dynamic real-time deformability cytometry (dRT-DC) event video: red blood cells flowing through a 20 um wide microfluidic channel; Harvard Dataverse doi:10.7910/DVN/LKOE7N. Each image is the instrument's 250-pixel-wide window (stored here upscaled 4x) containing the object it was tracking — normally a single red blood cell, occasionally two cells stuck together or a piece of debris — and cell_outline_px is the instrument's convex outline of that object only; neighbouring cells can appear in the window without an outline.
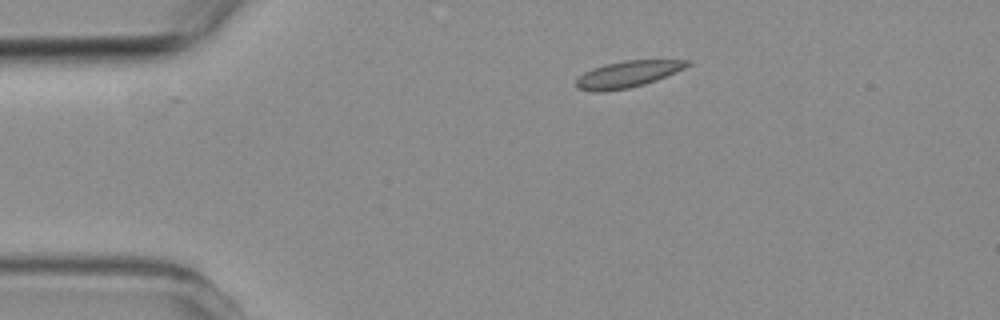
{"species": "common noctule bat (a hibernating species)", "species_latin": "Nyctalus noctula", "temperature_condition": "room temperature", "stored_images_in_passage": 4, "camera_frame_rate_fps": 3000, "um_per_image_px": 0.085, "animal": {"sex": "female", "body_mass_g": 19.3, "forearm_length_mm": 54.1}, "frame": {"image": 1, "passage_image": 1, "time_ms": 0.0, "image_size_px": [1000, 320], "cell_outline_px": [[692, 64], [684, 68], [656, 80], [644, 84], [628, 88], [600, 92], [596, 92], [576, 88], [576, 80], [584, 72], [592, 68], [604, 64], [624, 60], [692, 60]], "centroid_in_image_um": [53.34, 6.3], "position_along_channel_um": 31.7, "area_um2": 17.11}}
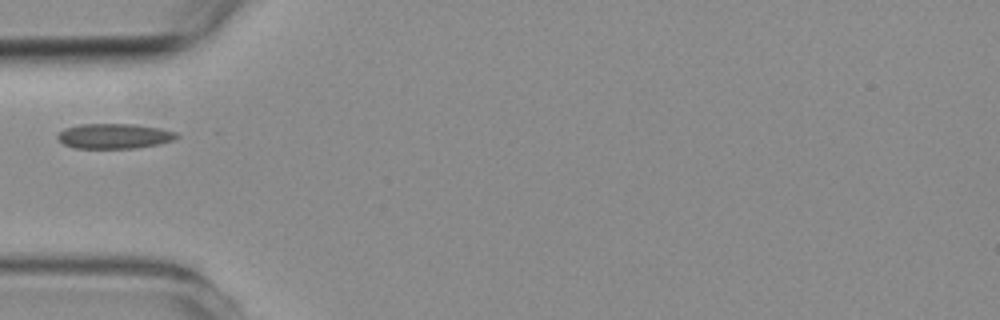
{"frame": {"image": 2, "passage_image": 3, "time_ms": 2.333, "image_size_px": [1000, 320], "cell_outline_px": [[180, 136], [176, 140], [160, 144], [136, 148], [72, 148], [56, 140], [56, 136], [64, 128], [80, 124], [132, 124], [160, 128], [176, 132]], "centroid_in_image_um": [9.71, 11.57], "position_along_channel_um": 75.3, "area_um2": 17.63}}
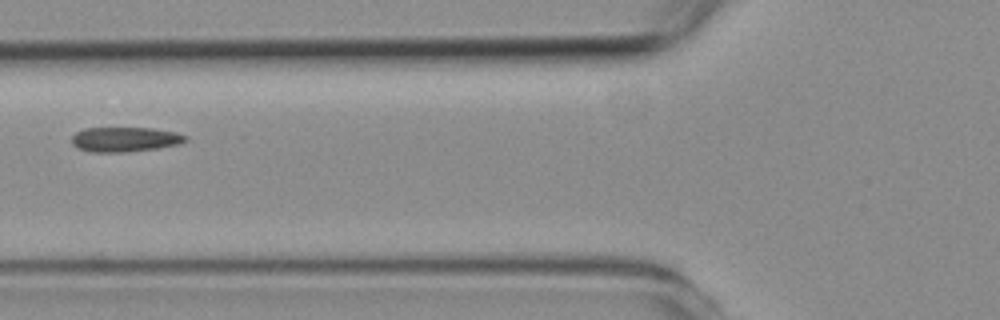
{"frame": {"image": 3, "passage_image": 4, "time_ms": 3.333, "image_size_px": [1000, 320], "cell_outline_px": [[188, 140], [176, 144], [156, 148], [124, 152], [92, 152], [76, 148], [72, 144], [72, 136], [76, 132], [84, 128], [152, 128], [176, 132], [188, 136]], "centroid_in_image_um": [10.59, 11.84], "position_along_channel_um": 115.2, "area_um2": 16.36}}